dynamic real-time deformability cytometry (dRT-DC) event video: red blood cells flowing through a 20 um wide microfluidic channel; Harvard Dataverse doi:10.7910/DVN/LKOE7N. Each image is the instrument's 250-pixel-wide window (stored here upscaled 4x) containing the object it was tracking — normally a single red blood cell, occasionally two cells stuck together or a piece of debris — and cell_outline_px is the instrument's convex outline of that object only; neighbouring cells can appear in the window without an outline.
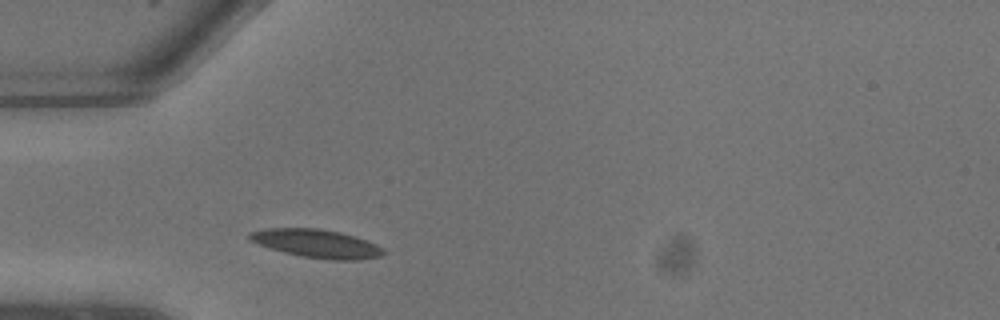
{"species": "common noctule bat (a hibernating species)", "species_latin": "Nyctalus noctula", "temperature_condition": "warm", "stored_images_in_passage": 2, "camera_frame_rate_fps": 3000, "um_per_image_px": 0.085, "animal": {"sex": "male", "body_mass_g": 13.3}, "frame": {"image": 1, "passage_image": 2, "time_ms": 0.333, "image_size_px": [1000, 320], "cell_outline_px": [[384, 252], [380, 256], [360, 260], [328, 260], [300, 256], [284, 252], [248, 240], [248, 232], [264, 228], [320, 228], [340, 232], [356, 236], [376, 244], [384, 248]], "centroid_in_image_um": [26.92, 20.69], "position_along_channel_um": 58.1, "area_um2": 22.25}}